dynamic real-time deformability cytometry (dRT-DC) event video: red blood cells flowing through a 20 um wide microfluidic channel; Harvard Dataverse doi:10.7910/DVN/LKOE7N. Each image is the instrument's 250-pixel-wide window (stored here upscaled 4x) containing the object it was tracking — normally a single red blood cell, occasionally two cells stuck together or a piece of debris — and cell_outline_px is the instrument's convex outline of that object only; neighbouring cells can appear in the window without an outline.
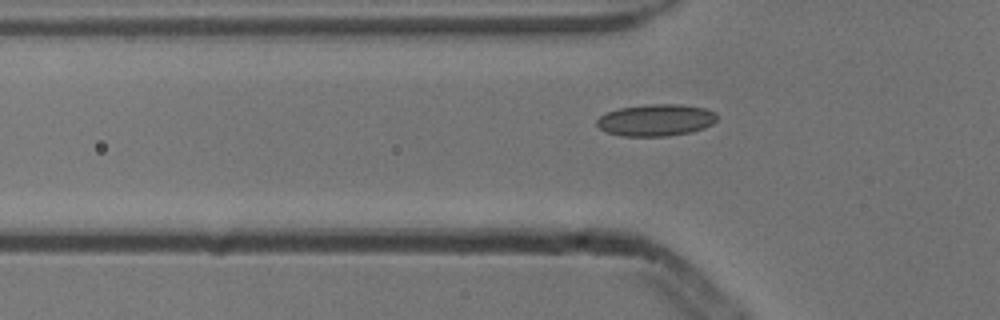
{"species": "common noctule bat (a hibernating species)", "species_latin": "Nyctalus noctula", "temperature_condition": "cold", "stored_images_in_passage": 41, "camera_frame_rate_fps": 3000, "um_per_image_px": 0.085, "animal": {"sex": "male", "body_mass_g": 13.3}, "frame": {"image": 1, "passage_image": 10, "time_ms": 3.0, "image_size_px": [1000, 320], "cell_outline_px": [[716, 120], [712, 124], [704, 128], [692, 132], [668, 136], [620, 136], [608, 132], [600, 128], [596, 124], [596, 120], [600, 116], [608, 112], [620, 108], [648, 104], [680, 104], [704, 108], [716, 112]], "centroid_in_image_um": [55.77, 10.21], "position_along_channel_um": 70.0, "area_um2": 22.31}}
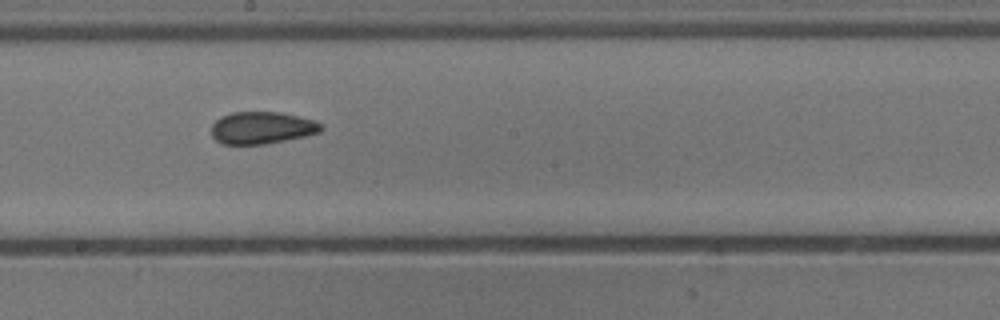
{"frame": {"image": 2, "passage_image": 22, "time_ms": 7.0, "image_size_px": [1000, 320], "cell_outline_px": [[324, 128], [320, 132], [304, 136], [264, 144], [220, 144], [212, 136], [212, 124], [220, 116], [232, 112], [280, 112], [316, 120], [324, 124]], "centroid_in_image_um": [22.28, 10.85], "position_along_channel_um": 225.9, "area_um2": 20.69}}
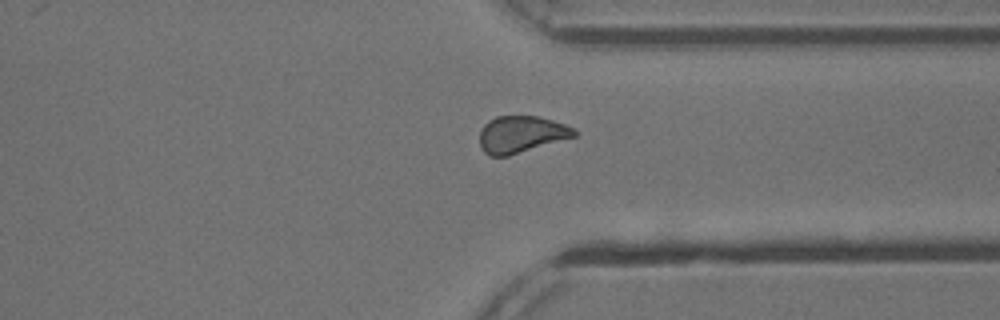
{"frame": {"image": 3, "passage_image": 33, "time_ms": 10.667, "image_size_px": [1000, 320], "cell_outline_px": [[576, 136], [508, 156], [488, 156], [480, 148], [480, 128], [488, 120], [496, 116], [536, 116], [552, 120], [576, 128]], "centroid_in_image_um": [44.27, 11.42], "position_along_channel_um": 367.1, "area_um2": 20.4}}